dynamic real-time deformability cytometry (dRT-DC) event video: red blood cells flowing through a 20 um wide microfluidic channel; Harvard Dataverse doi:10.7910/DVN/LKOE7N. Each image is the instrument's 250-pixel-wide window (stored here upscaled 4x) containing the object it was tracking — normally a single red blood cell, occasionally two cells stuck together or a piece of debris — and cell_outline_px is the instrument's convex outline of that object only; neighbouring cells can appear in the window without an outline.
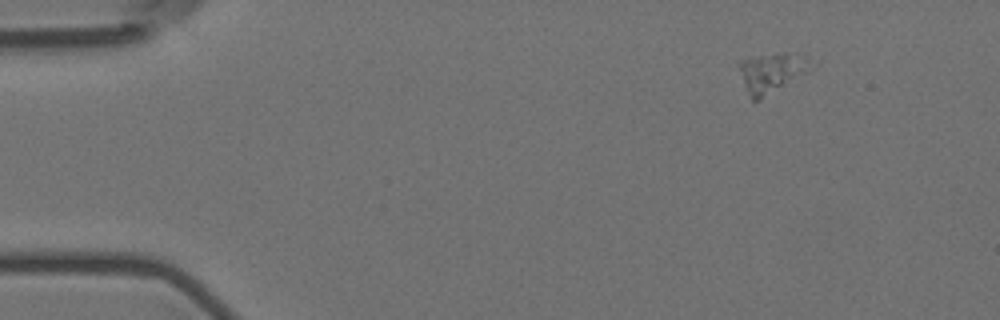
{"species": "Egyptian fruit bat (a non-hibernating species)", "species_latin": "Rousettus aegyptiacus", "temperature_condition": "room temperature", "stored_images_in_passage": 51, "camera_frame_rate_fps": 3000, "um_per_image_px": 0.085, "animal": {"sex": "female"}, "frame": {"image": 1, "passage_image": 1, "time_ms": 0.0, "image_size_px": [1000, 320], "cell_outline_px": [[820, 60], [816, 68], [760, 100], [752, 100], [744, 84], [736, 64], [740, 60], [776, 52]], "centroid_in_image_um": [65.68, 6.15], "position_along_channel_um": 19.3, "area_um2": 17.05}}
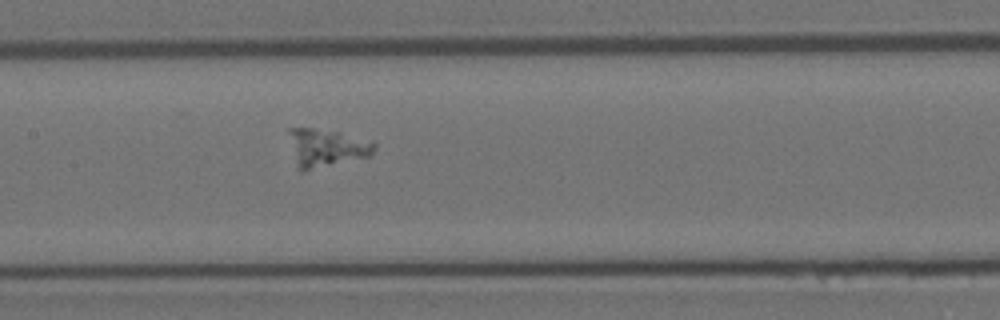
{"frame": {"image": 2, "passage_image": 22, "time_ms": 7.0, "image_size_px": [1000, 320], "cell_outline_px": [[376, 148], [368, 156], [304, 172], [300, 172], [288, 132], [288, 128], [312, 128], [340, 132], [372, 140], [376, 144]], "centroid_in_image_um": [27.78, 12.55], "position_along_channel_um": 179.6, "area_um2": 18.73}}
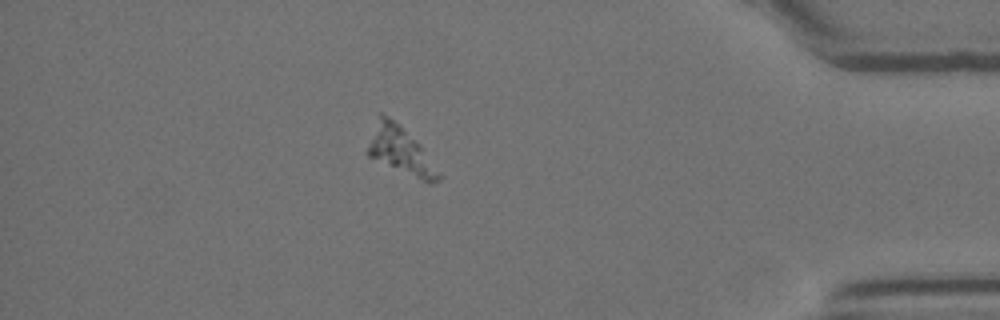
{"frame": {"image": 3, "passage_image": 44, "time_ms": 14.333, "image_size_px": [1000, 320], "cell_outline_px": [[440, 180], [428, 184], [368, 156], [364, 152], [380, 112], [388, 116], [420, 144], [440, 176]], "centroid_in_image_um": [33.99, 12.81], "position_along_channel_um": 401.2, "area_um2": 18.9}}